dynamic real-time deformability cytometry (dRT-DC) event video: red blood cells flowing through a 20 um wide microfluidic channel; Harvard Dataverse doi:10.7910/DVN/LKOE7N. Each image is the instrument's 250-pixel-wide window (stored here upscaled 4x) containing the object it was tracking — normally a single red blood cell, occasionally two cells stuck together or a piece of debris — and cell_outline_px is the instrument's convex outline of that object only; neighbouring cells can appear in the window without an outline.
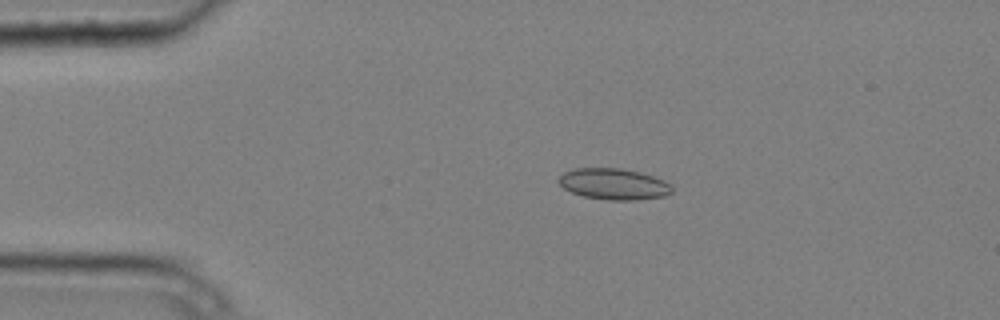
{"species": "common noctule bat (a hibernating species)", "species_latin": "Nyctalus noctula", "temperature_condition": "cold", "stored_images_in_passage": 9, "camera_frame_rate_fps": 3000, "um_per_image_px": 0.085, "animal": {"sex": "male", "body_mass_g": 20.4}, "frame": {"image": 1, "passage_image": 3, "time_ms": 0.667, "image_size_px": [1000, 320], "cell_outline_px": [[672, 192], [664, 196], [636, 200], [608, 200], [584, 196], [572, 192], [564, 188], [556, 180], [564, 172], [572, 168], [620, 168], [640, 172], [664, 180], [672, 184]], "centroid_in_image_um": [52.17, 15.64], "position_along_channel_um": 32.8, "area_um2": 20.63}}
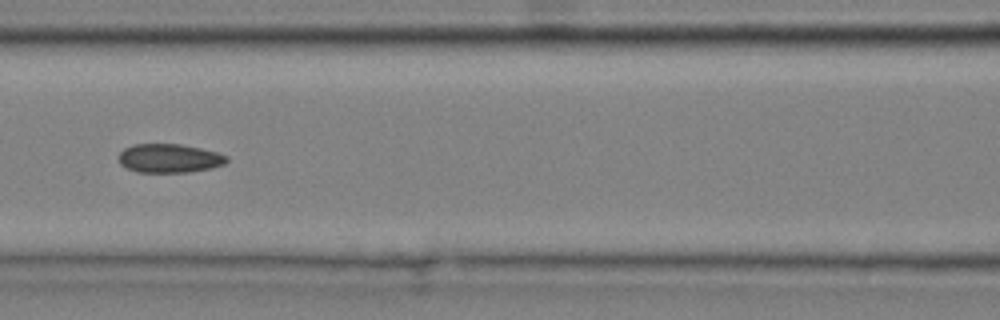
{"frame": {"image": 2, "passage_image": 6, "time_ms": 1.667, "image_size_px": [1000, 320], "cell_outline_px": [[228, 160], [224, 164], [212, 168], [188, 172], [136, 172], [120, 164], [120, 152], [124, 148], [136, 144], [180, 144], [200, 148], [216, 152], [228, 156]], "centroid_in_image_um": [14.41, 13.45], "position_along_channel_um": 152.2, "area_um2": 18.03}}
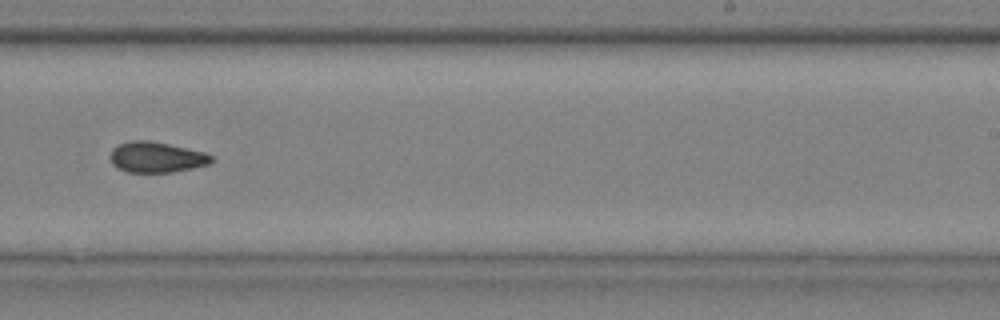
{"frame": {"image": 3, "passage_image": 9, "time_ms": 2.667, "image_size_px": [1000, 320], "cell_outline_px": [[212, 160], [208, 164], [192, 168], [172, 172], [128, 172], [116, 168], [112, 164], [108, 156], [112, 148], [120, 144], [132, 140], [148, 140], [168, 144], [204, 152], [212, 156]], "centroid_in_image_um": [13.23, 13.36], "position_along_channel_um": 275.8, "area_um2": 18.03}}